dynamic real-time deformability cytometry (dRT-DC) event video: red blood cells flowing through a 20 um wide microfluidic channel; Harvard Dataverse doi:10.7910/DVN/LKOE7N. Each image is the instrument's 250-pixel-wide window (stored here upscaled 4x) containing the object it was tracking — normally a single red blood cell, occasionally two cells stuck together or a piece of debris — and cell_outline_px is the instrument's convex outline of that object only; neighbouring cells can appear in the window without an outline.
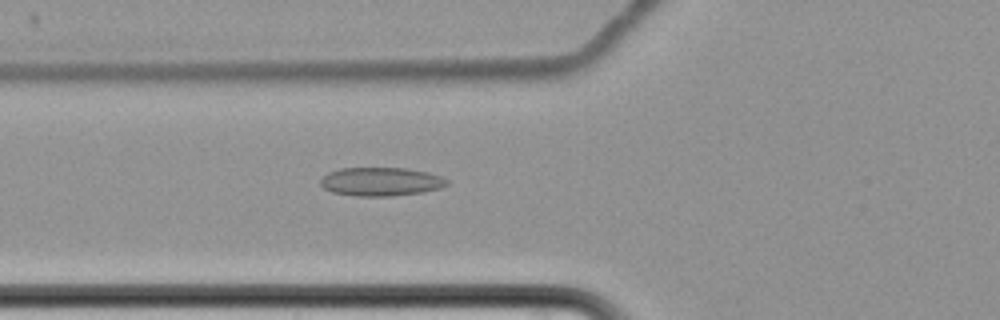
{"species": "common noctule bat (a hibernating species)", "species_latin": "Nyctalus noctula", "temperature_condition": "cold", "stored_images_in_passage": 6, "camera_frame_rate_fps": 3000, "um_per_image_px": 0.085, "animal": {"sex": "female", "body_mass_g": 22.7, "forearm_length_mm": 54.2}, "frame": {"image": 1, "passage_image": 6, "time_ms": 7.0, "image_size_px": [1000, 320], "cell_outline_px": [[448, 184], [440, 188], [420, 192], [392, 196], [356, 196], [332, 192], [324, 188], [320, 184], [320, 180], [328, 172], [340, 168], [404, 168], [428, 172], [440, 176], [448, 180]], "centroid_in_image_um": [32.36, 15.44], "position_along_channel_um": 93.4, "area_um2": 20.98}}